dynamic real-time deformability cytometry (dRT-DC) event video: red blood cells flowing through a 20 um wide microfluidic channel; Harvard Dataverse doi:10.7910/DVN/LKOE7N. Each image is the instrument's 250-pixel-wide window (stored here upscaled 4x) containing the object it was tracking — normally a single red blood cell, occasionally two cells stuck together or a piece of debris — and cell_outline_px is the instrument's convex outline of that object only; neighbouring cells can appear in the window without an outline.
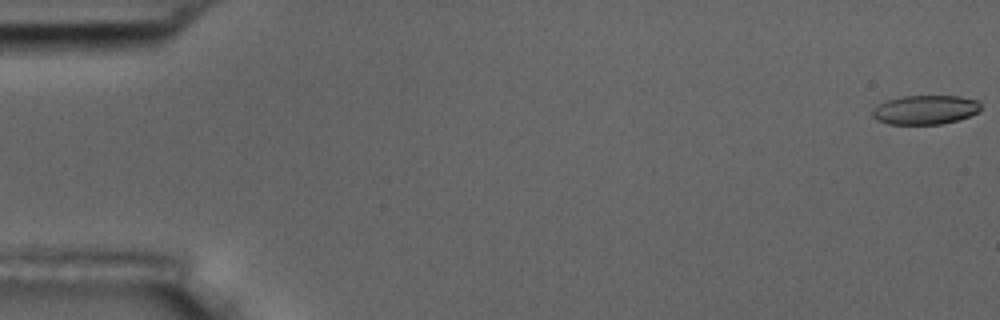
{"species": "common noctule bat (a hibernating species)", "species_latin": "Nyctalus noctula", "temperature_condition": "room temperature", "stored_images_in_passage": 5, "camera_frame_rate_fps": 3000, "um_per_image_px": 0.085, "animal": {"sex": "male", "body_mass_g": 17.5, "forearm_length_mm": 52.3}, "frame": {"image": 1, "passage_image": 1, "time_ms": 0.0, "image_size_px": [1000, 320], "cell_outline_px": [[980, 112], [956, 120], [940, 124], [888, 124], [876, 120], [872, 116], [872, 108], [888, 100], [904, 96], [960, 96], [980, 100]], "centroid_in_image_um": [78.65, 9.33], "position_along_channel_um": 6.3, "area_um2": 18.44}}
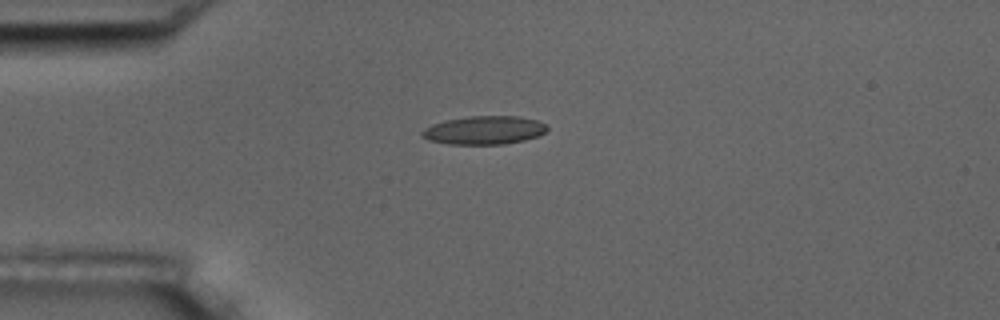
{"frame": {"image": 2, "passage_image": 5, "time_ms": 1.333, "image_size_px": [1000, 320], "cell_outline_px": [[548, 128], [540, 136], [524, 140], [504, 144], [448, 144], [428, 140], [420, 136], [420, 132], [424, 128], [432, 124], [448, 120], [468, 116], [520, 116], [536, 120], [544, 124]], "centroid_in_image_um": [41.13, 11.07], "position_along_channel_um": 43.9, "area_um2": 20.75}}